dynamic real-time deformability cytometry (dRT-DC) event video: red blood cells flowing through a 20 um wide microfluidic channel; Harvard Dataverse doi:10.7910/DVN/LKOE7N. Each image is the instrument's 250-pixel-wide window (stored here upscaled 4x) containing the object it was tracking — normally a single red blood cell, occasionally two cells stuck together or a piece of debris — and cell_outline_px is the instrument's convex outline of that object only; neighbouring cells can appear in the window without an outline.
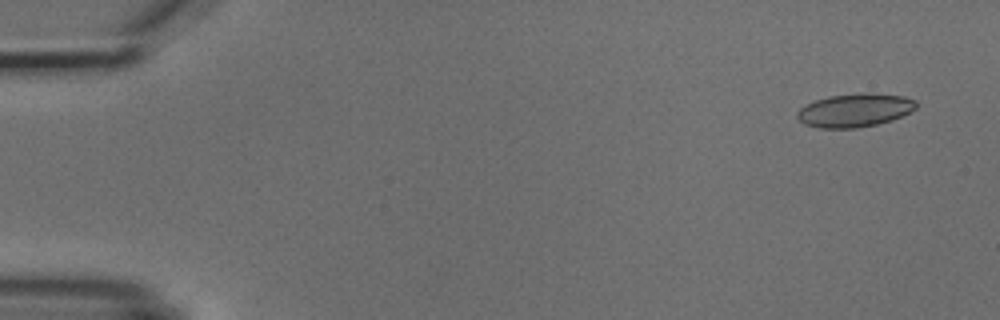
{"species": "common noctule bat (a hibernating species)", "species_latin": "Nyctalus noctula", "temperature_condition": "cold", "stored_images_in_passage": 4, "camera_frame_rate_fps": 3000, "um_per_image_px": 0.085, "animal": {"sex": "male", "body_mass_g": 18.8}, "frame": {"image": 1, "passage_image": 1, "time_ms": 0.0, "image_size_px": [1000, 320], "cell_outline_px": [[916, 108], [912, 112], [892, 120], [876, 124], [856, 128], [820, 128], [804, 124], [796, 116], [796, 112], [804, 104], [828, 96], [904, 96], [916, 100]], "centroid_in_image_um": [72.61, 9.43], "position_along_channel_um": 12.4, "area_um2": 22.25}}